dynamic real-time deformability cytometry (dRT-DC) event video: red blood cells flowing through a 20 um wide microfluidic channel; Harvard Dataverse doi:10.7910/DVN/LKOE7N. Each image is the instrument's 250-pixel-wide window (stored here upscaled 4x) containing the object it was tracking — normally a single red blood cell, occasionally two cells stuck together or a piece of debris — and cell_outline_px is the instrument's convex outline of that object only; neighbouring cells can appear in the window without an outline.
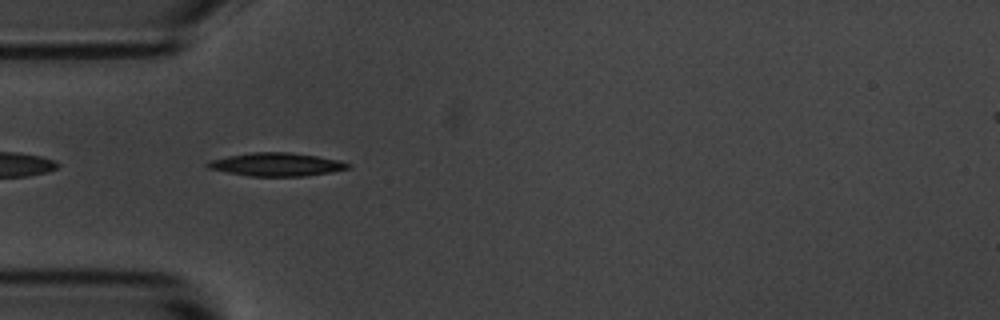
{"species": "common noctule bat (a hibernating species)", "species_latin": "Nyctalus noctula", "temperature_condition": "room temperature", "stored_images_in_passage": 7, "camera_frame_rate_fps": 3000, "um_per_image_px": 0.085, "animal": {"sex": "male", "body_mass_g": 20.1, "forearm_length_mm": 53.5}, "frame": {"image": 1, "passage_image": 2, "time_ms": 1.333, "image_size_px": [1000, 320], "cell_outline_px": [[348, 168], [332, 172], [304, 176], [252, 176], [228, 172], [208, 168], [204, 164], [208, 160], [228, 156], [252, 152], [288, 152], [316, 156], [340, 160], [348, 164]], "centroid_in_image_um": [23.46, 13.97], "position_along_channel_um": 61.5, "area_um2": 18.84}}
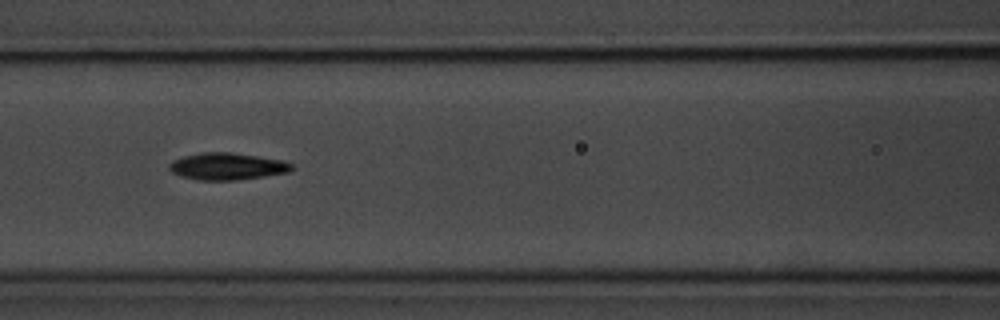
{"frame": {"image": 2, "passage_image": 4, "time_ms": 3.667, "image_size_px": [1000, 320], "cell_outline_px": [[296, 168], [288, 172], [236, 180], [200, 180], [180, 176], [172, 172], [168, 168], [168, 164], [172, 160], [184, 156], [200, 152], [232, 152], [284, 160], [292, 164]], "centroid_in_image_um": [19.3, 14.13], "position_along_channel_um": 147.3, "area_um2": 19.36}}
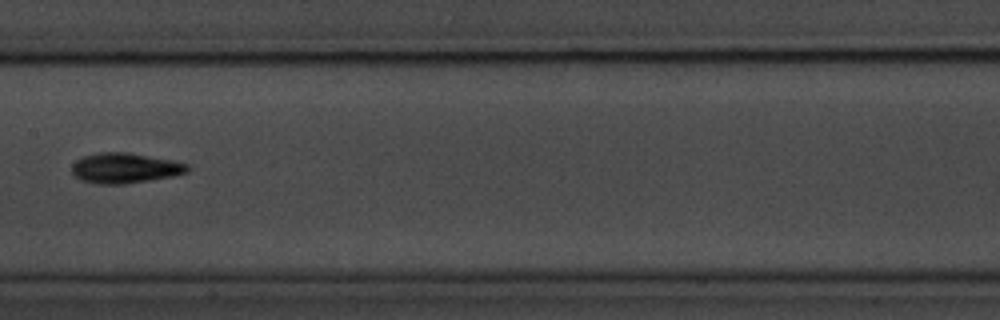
{"frame": {"image": 3, "passage_image": 5, "time_ms": 5.0, "image_size_px": [1000, 320], "cell_outline_px": [[188, 172], [172, 176], [124, 184], [96, 184], [80, 180], [72, 176], [72, 164], [76, 160], [84, 156], [100, 152], [128, 152], [172, 160], [188, 164]], "centroid_in_image_um": [10.57, 14.29], "position_along_channel_um": 196.8, "area_um2": 20.4}}